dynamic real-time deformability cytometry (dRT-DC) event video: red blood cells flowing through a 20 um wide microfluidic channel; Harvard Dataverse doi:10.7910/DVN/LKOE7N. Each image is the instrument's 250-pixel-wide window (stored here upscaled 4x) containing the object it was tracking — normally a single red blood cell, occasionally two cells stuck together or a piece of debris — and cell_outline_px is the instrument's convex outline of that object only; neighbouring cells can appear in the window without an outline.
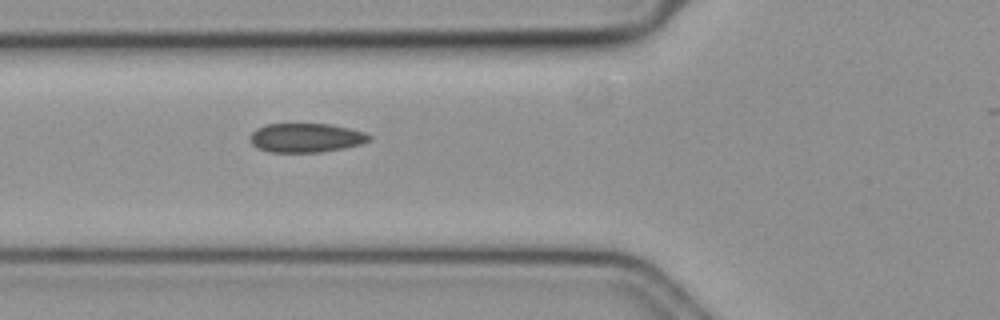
{"species": "common noctule bat (a hibernating species)", "species_latin": "Nyctalus noctula", "temperature_condition": "cold", "stored_images_in_passage": 25, "camera_frame_rate_fps": 3000, "um_per_image_px": 0.085, "animal": {"sex": "female", "body_mass_g": 19.3, "forearm_length_mm": 54.1}, "frame": {"image": 1, "passage_image": 3, "time_ms": 0.667, "image_size_px": [1000, 320], "cell_outline_px": [[372, 140], [360, 144], [344, 148], [320, 152], [272, 152], [260, 148], [252, 144], [248, 140], [248, 136], [256, 128], [264, 124], [328, 124], [348, 128], [364, 132], [372, 136]], "centroid_in_image_um": [25.99, 11.71], "position_along_channel_um": 99.8, "area_um2": 20.23}}
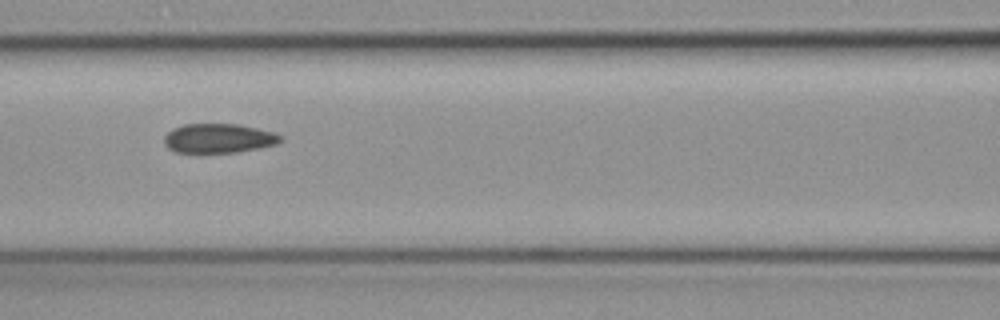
{"frame": {"image": 2, "passage_image": 7, "time_ms": 2.0, "image_size_px": [1000, 320], "cell_outline_px": [[284, 140], [276, 144], [260, 148], [236, 152], [176, 152], [168, 148], [164, 144], [164, 136], [172, 128], [184, 124], [240, 124], [272, 132], [280, 136]], "centroid_in_image_um": [18.56, 11.75], "position_along_channel_um": 148.0, "area_um2": 19.83}}